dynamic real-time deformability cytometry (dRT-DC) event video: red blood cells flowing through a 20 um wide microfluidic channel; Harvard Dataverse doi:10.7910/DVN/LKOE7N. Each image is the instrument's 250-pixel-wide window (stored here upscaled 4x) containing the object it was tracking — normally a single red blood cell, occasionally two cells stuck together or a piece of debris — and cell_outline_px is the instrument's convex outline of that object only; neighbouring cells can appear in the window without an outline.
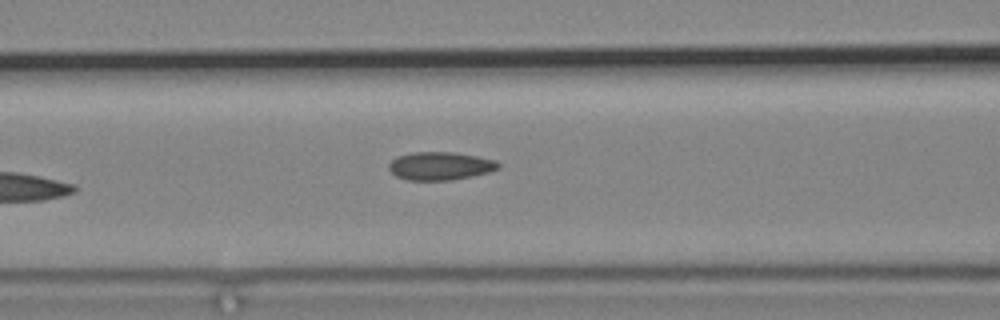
{"species": "common noctule bat (a hibernating species)", "species_latin": "Nyctalus noctula", "temperature_condition": "cold", "stored_images_in_passage": 5, "camera_frame_rate_fps": 3000, "um_per_image_px": 0.085, "animal": {"sex": "male", "body_mass_g": 19.2, "forearm_length_mm": 51.8}, "frame": {"image": 1, "passage_image": 5, "time_ms": 5.667, "image_size_px": [1000, 320], "cell_outline_px": [[500, 168], [488, 172], [472, 176], [448, 180], [408, 180], [396, 176], [388, 168], [388, 164], [396, 156], [412, 152], [456, 152], [496, 160], [500, 164]], "centroid_in_image_um": [37.41, 14.09], "position_along_channel_um": 129.2, "area_um2": 17.98}}